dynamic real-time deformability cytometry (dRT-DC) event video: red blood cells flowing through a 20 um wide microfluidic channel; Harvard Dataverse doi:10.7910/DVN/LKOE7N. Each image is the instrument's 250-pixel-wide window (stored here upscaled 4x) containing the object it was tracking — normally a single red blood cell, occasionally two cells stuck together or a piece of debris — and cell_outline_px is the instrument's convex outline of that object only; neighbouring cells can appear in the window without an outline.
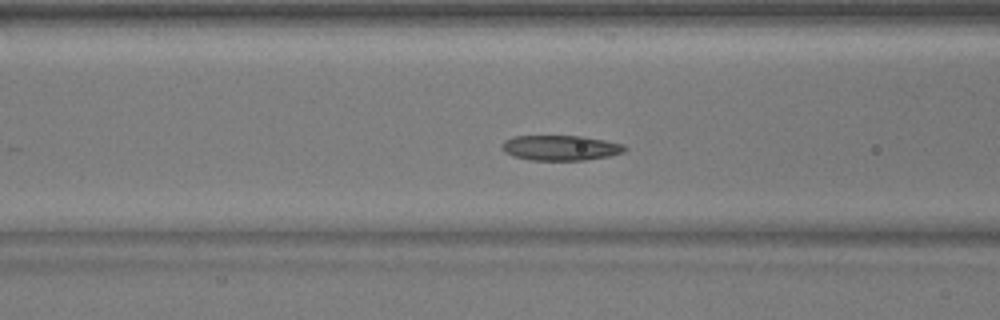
{"species": "common noctule bat (a hibernating species)", "species_latin": "Nyctalus noctula", "temperature_condition": "warm", "stored_images_in_passage": 54, "camera_frame_rate_fps": 3000, "um_per_image_px": 0.085, "animal": {"sex": "male", "body_mass_g": 17.9}, "frame": {"image": 1, "passage_image": 22, "time_ms": 7.0, "image_size_px": [1000, 320], "cell_outline_px": [[628, 148], [624, 152], [608, 156], [584, 160], [532, 160], [512, 156], [504, 152], [500, 148], [500, 144], [504, 140], [512, 136], [584, 136], [624, 144]], "centroid_in_image_um": [47.61, 12.56], "position_along_channel_um": 119.0, "area_um2": 18.21}}
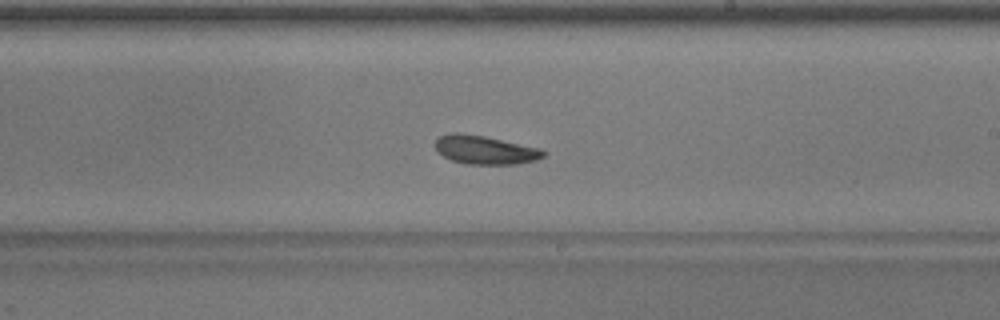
{"frame": {"image": 2, "passage_image": 32, "time_ms": 10.333, "image_size_px": [1000, 320], "cell_outline_px": [[544, 156], [536, 160], [516, 164], [464, 164], [452, 160], [444, 156], [436, 148], [436, 140], [440, 136], [452, 132], [460, 132], [484, 136], [540, 148], [544, 152]], "centroid_in_image_um": [41.22, 12.74], "position_along_channel_um": 247.8, "area_um2": 17.86}}
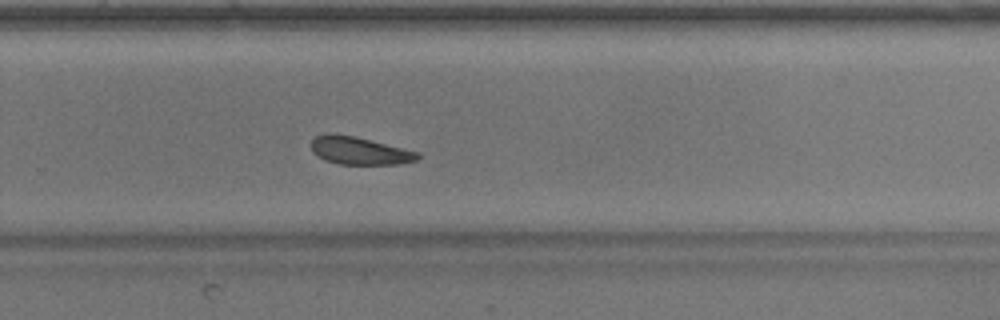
{"frame": {"image": 3, "passage_image": 36, "time_ms": 11.667, "image_size_px": [1000, 320], "cell_outline_px": [[420, 156], [416, 160], [400, 164], [340, 164], [324, 160], [312, 152], [312, 140], [316, 136], [332, 132], [356, 136], [420, 152]], "centroid_in_image_um": [30.56, 12.8], "position_along_channel_um": 299.2, "area_um2": 17.34}}